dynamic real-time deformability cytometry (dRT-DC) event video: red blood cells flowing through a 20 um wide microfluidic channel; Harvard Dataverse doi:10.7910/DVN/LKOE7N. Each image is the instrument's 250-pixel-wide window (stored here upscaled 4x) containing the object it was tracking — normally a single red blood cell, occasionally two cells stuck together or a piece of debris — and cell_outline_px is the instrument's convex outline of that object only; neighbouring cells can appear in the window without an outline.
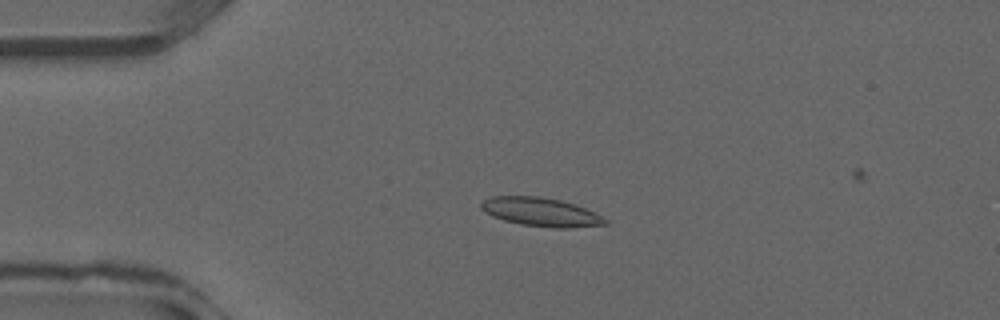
{"species": "common noctule bat (a hibernating species)", "species_latin": "Nyctalus noctula", "temperature_condition": "warm", "stored_images_in_passage": 4, "camera_frame_rate_fps": 3000, "um_per_image_px": 0.085, "animal": {"sex": "male", "forearm_length_mm": 52.5}, "frame": {"image": 1, "passage_image": 1, "time_ms": 0.0, "image_size_px": [1000, 320], "cell_outline_px": [[608, 224], [572, 228], [552, 228], [520, 224], [504, 220], [492, 216], [484, 212], [480, 208], [480, 204], [484, 200], [492, 196], [540, 196], [560, 200], [576, 204], [608, 220]], "centroid_in_image_um": [45.95, 18.02], "position_along_channel_um": 39.0, "area_um2": 20.75}}